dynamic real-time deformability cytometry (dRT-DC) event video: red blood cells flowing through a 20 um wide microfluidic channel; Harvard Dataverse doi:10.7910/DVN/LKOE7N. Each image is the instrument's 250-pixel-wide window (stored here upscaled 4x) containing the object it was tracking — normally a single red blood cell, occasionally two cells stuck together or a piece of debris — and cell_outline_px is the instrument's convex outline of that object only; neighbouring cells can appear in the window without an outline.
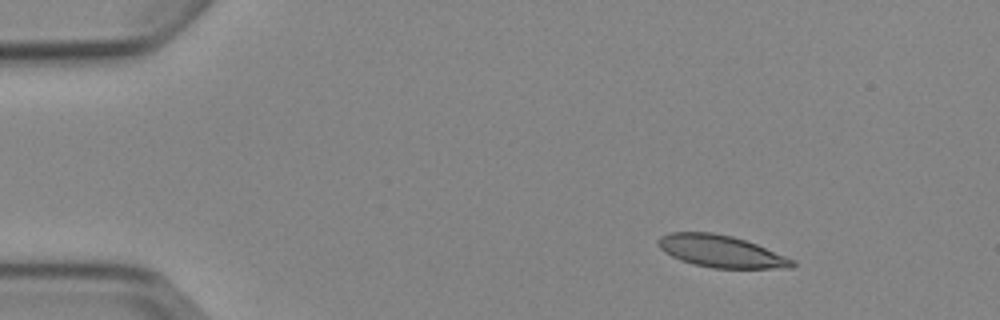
{"species": "Egyptian fruit bat (a non-hibernating species)", "species_latin": "Rousettus aegyptiacus", "temperature_condition": "cold", "stored_images_in_passage": 5, "camera_frame_rate_fps": 3000, "um_per_image_px": 0.085, "animal": {"sex": "female"}, "frame": {"image": 1, "passage_image": 3, "time_ms": 2.333, "image_size_px": [1000, 320], "cell_outline_px": [[796, 264], [792, 268], [712, 268], [692, 264], [680, 260], [664, 252], [660, 248], [656, 240], [660, 236], [672, 232], [712, 232], [732, 236], [756, 244], [796, 260]], "centroid_in_image_um": [61.28, 21.36], "position_along_channel_um": 23.7, "area_um2": 25.14}}